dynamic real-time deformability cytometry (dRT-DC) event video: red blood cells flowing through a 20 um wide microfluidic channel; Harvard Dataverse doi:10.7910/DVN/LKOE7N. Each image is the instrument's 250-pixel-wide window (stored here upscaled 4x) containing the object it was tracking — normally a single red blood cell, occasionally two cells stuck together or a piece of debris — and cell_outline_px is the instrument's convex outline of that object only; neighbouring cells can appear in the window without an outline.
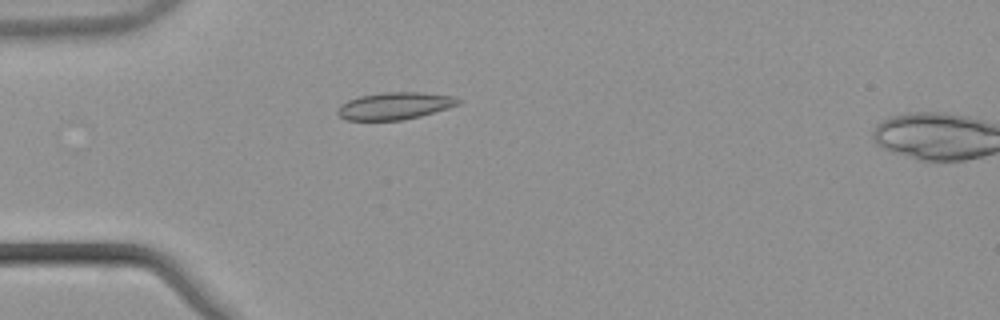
{"species": "common noctule bat (a hibernating species)", "species_latin": "Nyctalus noctula", "temperature_condition": "warm", "stored_images_in_passage": 18, "camera_frame_rate_fps": 3000, "um_per_image_px": 0.085, "animal": {"sex": "male", "body_mass_g": 21.5, "forearm_length_mm": 52.0}, "frame": {"image": 1, "passage_image": 16, "time_ms": 5.0, "image_size_px": [1000, 320], "cell_outline_px": [[464, 100], [460, 104], [448, 108], [420, 116], [400, 120], [348, 120], [340, 116], [336, 112], [340, 104], [348, 100], [360, 96], [384, 92], [420, 92], [452, 96]], "centroid_in_image_um": [33.57, 8.99], "position_along_channel_um": 51.4, "area_um2": 19.07}}